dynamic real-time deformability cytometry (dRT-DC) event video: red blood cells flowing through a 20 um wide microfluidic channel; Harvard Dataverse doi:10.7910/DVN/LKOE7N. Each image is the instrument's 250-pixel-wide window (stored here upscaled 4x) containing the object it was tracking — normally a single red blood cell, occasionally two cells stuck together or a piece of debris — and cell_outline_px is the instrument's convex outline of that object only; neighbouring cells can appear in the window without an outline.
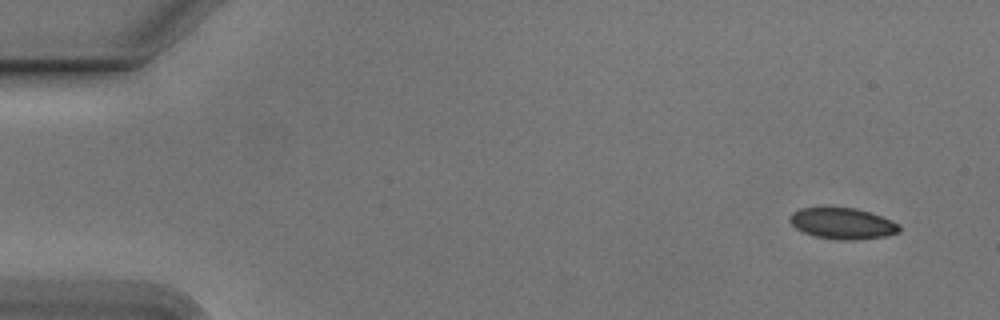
{"species": "Egyptian fruit bat (a non-hibernating species)", "species_latin": "Rousettus aegyptiacus", "temperature_condition": "cold", "stored_images_in_passage": 52, "camera_frame_rate_fps": 3000, "um_per_image_px": 0.085, "animal": {"sex": "male"}, "frame": {"image": 1, "passage_image": 1, "time_ms": 0.0, "image_size_px": [1000, 320], "cell_outline_px": [[900, 232], [884, 236], [856, 240], [836, 240], [812, 236], [796, 228], [788, 220], [788, 216], [792, 212], [800, 208], [824, 204], [856, 208], [892, 220], [900, 224]], "centroid_in_image_um": [71.54, 18.95], "position_along_channel_um": 13.5, "area_um2": 20.75}}
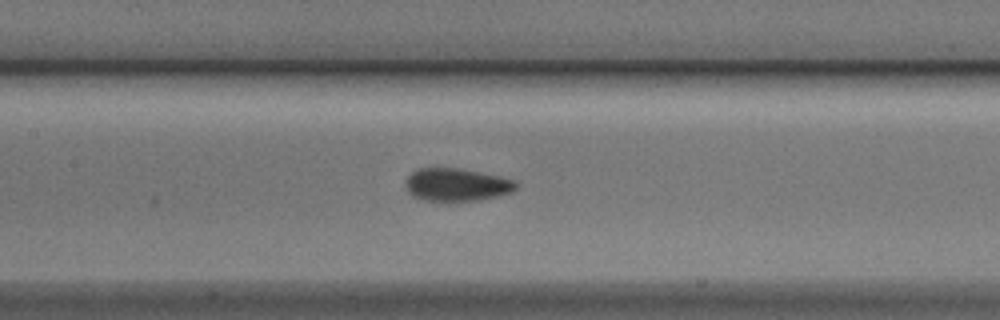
{"frame": {"image": 2, "passage_image": 23, "time_ms": 7.333, "image_size_px": [1000, 320], "cell_outline_px": [[520, 184], [512, 192], [496, 196], [476, 200], [420, 200], [412, 196], [408, 192], [404, 184], [404, 180], [412, 172], [420, 168], [456, 168], [480, 172], [500, 176], [516, 180]], "centroid_in_image_um": [38.8, 15.69], "position_along_channel_um": 168.6, "area_um2": 21.15}}
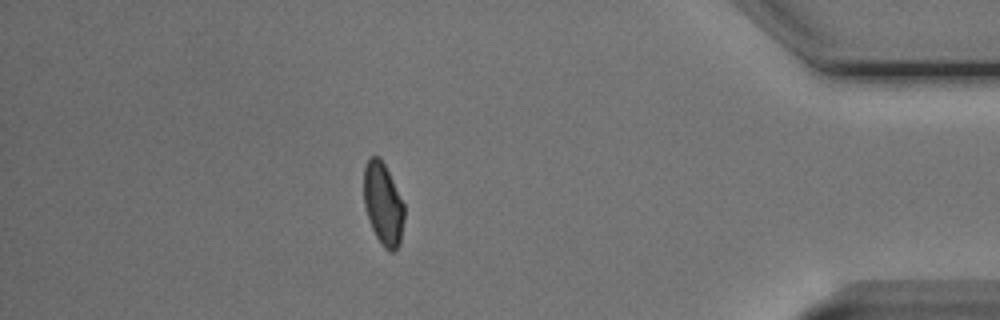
{"frame": {"image": 3, "passage_image": 45, "time_ms": 14.667, "image_size_px": [1000, 320], "cell_outline_px": [[404, 216], [400, 244], [392, 252], [388, 252], [384, 248], [376, 236], [372, 228], [364, 204], [364, 168], [368, 160], [372, 156], [380, 156], [404, 204]], "centroid_in_image_um": [32.57, 17.35], "position_along_channel_um": 402.6, "area_um2": 19.13}, "authors_computed_cell_mechanics": {"area_um2": 20.6057, "velocity_mm_per_s": 3.7698, "shape_relaxation_time_tau1_ms": 2.9118, "shape_relaxation_time_tau2_ms": 1.2856, "deformation_change_tau1": 0.1066, "deformation_change_tau2": 0.0512}}